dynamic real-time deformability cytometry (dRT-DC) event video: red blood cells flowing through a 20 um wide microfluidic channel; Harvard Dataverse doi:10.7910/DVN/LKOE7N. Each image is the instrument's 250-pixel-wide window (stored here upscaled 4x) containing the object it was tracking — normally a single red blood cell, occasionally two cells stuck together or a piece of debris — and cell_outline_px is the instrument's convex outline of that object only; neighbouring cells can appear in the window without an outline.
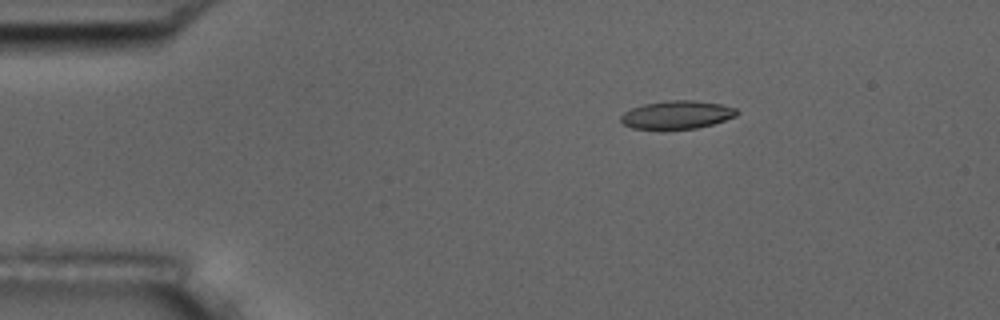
{"species": "common noctule bat (a hibernating species)", "species_latin": "Nyctalus noctula", "temperature_condition": "room temperature", "stored_images_in_passage": 4, "camera_frame_rate_fps": 3000, "um_per_image_px": 0.085, "animal": {"sex": "male", "body_mass_g": 17.5, "forearm_length_mm": 52.3}, "frame": {"image": 1, "passage_image": 2, "time_ms": 1.333, "image_size_px": [1000, 320], "cell_outline_px": [[740, 112], [736, 116], [712, 124], [696, 128], [632, 128], [624, 124], [620, 120], [620, 116], [624, 112], [632, 108], [644, 104], [668, 100], [692, 100], [720, 104], [736, 108]], "centroid_in_image_um": [57.55, 9.74], "position_along_channel_um": 27.4, "area_um2": 18.73}}